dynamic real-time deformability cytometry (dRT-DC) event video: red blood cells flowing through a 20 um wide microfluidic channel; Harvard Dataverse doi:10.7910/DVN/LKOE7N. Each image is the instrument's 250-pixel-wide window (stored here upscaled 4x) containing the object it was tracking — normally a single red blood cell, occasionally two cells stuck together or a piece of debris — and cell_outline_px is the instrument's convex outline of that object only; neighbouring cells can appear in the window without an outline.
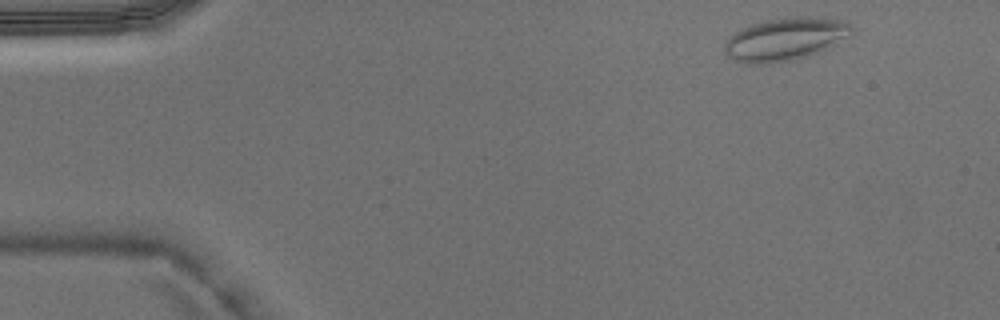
{"species": "Egyptian fruit bat (a non-hibernating species)", "species_latin": "Rousettus aegyptiacus", "temperature_condition": "warm", "stored_images_in_passage": 4, "camera_frame_rate_fps": 3000, "um_per_image_px": 0.085, "animal": {"sex": "male"}, "frame": {"image": 1, "passage_image": 1, "time_ms": 0.0, "image_size_px": [1000, 320], "cell_outline_px": [[856, 32], [852, 36], [820, 52], [796, 60], [768, 64], [752, 64], [732, 60], [724, 52], [724, 44], [728, 36], [740, 28], [764, 20], [788, 16], [804, 16], [848, 20], [856, 28]], "centroid_in_image_um": [66.81, 3.31], "position_along_channel_um": 18.2, "area_um2": 32.83}}